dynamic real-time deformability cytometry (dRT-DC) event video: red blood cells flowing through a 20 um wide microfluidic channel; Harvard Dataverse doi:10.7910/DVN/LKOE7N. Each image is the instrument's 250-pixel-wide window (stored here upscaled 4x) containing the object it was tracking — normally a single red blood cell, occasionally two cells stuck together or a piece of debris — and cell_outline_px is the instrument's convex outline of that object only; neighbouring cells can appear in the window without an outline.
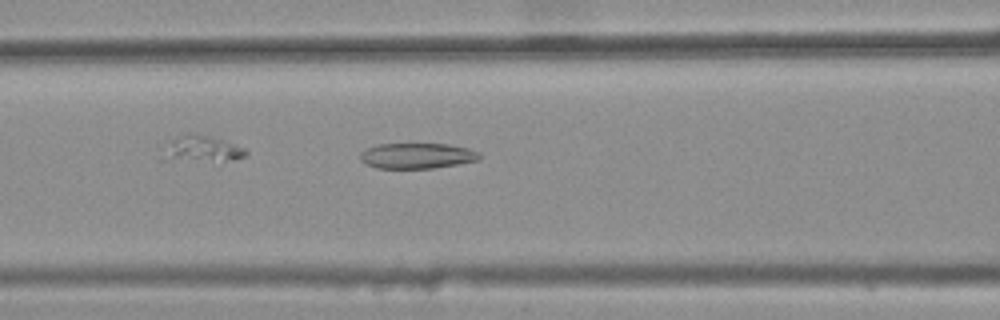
{"species": "common noctule bat (a hibernating species)", "species_latin": "Nyctalus noctula", "temperature_condition": "warm", "stored_images_in_passage": 32, "camera_frame_rate_fps": 3000, "um_per_image_px": 0.085, "animal": {"sex": "female", "body_mass_g": 25.1}, "frame": {"image": 1, "passage_image": 7, "time_ms": 2.0, "image_size_px": [1000, 320], "cell_outline_px": [[480, 160], [432, 168], [376, 168], [360, 160], [360, 152], [376, 144], [448, 144], [468, 148], [480, 152]], "centroid_in_image_um": [35.46, 13.23], "position_along_channel_um": 131.1, "area_um2": 17.69}}
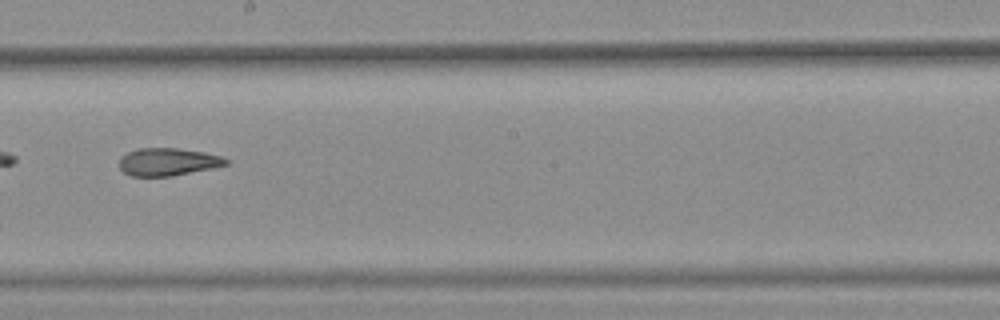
{"frame": {"image": 2, "passage_image": 15, "time_ms": 4.667, "image_size_px": [1000, 320], "cell_outline_px": [[228, 164], [172, 176], [132, 176], [124, 172], [120, 168], [120, 156], [136, 148], [176, 148], [204, 152], [220, 156], [228, 160]], "centroid_in_image_um": [14.22, 13.75], "position_along_channel_um": 234.0, "area_um2": 16.99}}
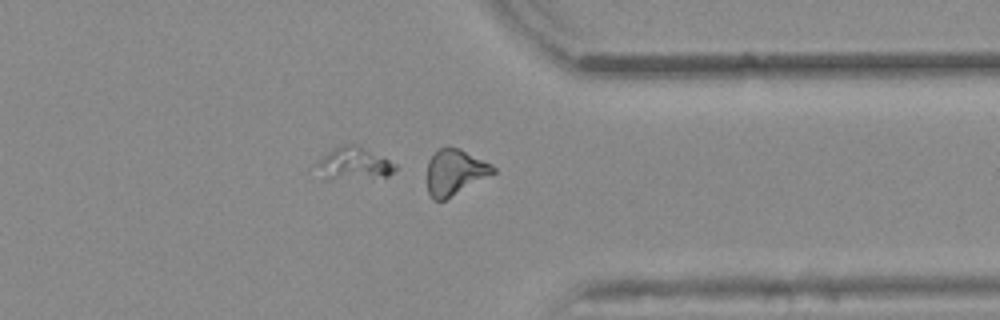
{"frame": {"image": 3, "passage_image": 26, "time_ms": 8.333, "image_size_px": [1000, 320], "cell_outline_px": [[496, 172], [444, 200], [432, 200], [428, 192], [428, 160], [440, 148], [448, 144], [460, 148], [492, 164], [496, 168]], "centroid_in_image_um": [38.67, 14.6], "position_along_channel_um": 372.7, "area_um2": 17.57}, "authors_computed_cell_mechanics": {"area_um2": 17.8313, "velocity_mm_per_s": 3.8658, "shape_relaxation_time_tau1_ms": null, "shape_relaxation_time_tau2_ms": 4.5258, "deformation_change_tau1": null, "deformation_change_tau2": 0.1502}}